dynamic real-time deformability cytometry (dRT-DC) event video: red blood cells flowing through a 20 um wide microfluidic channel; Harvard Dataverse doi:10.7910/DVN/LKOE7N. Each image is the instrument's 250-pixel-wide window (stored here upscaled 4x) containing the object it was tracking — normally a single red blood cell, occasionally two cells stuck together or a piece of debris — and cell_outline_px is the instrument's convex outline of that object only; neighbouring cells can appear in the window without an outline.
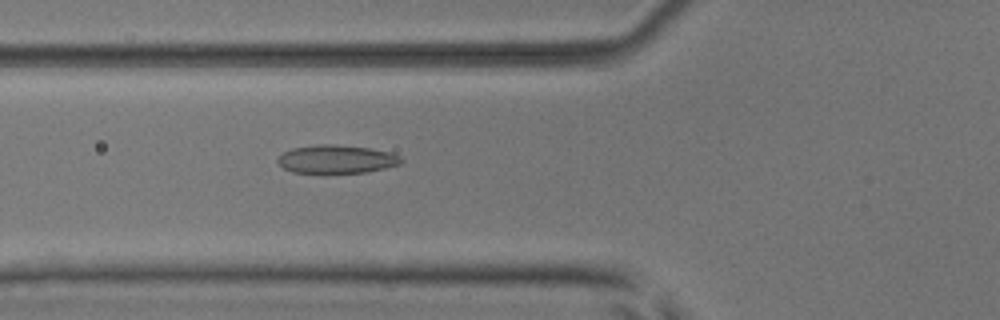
{"species": "common noctule bat (a hibernating species)", "species_latin": "Nyctalus noctula", "temperature_condition": "room temperature", "stored_images_in_passage": 39, "camera_frame_rate_fps": 3000, "um_per_image_px": 0.085, "animal": {"sex": "male", "body_mass_g": 17.9, "forearm_length_mm": 54.2}, "frame": {"image": 1, "passage_image": 7, "time_ms": 2.0, "image_size_px": [1000, 320], "cell_outline_px": [[404, 160], [400, 164], [368, 172], [292, 172], [284, 168], [276, 160], [284, 152], [292, 148], [316, 144], [332, 144], [368, 148], [388, 152], [400, 156]], "centroid_in_image_um": [28.6, 13.52], "position_along_channel_um": 97.2, "area_um2": 20.06}}
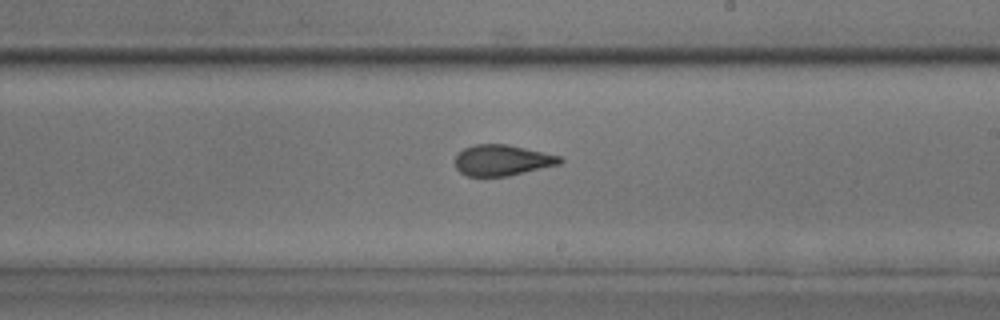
{"frame": {"image": 2, "passage_image": 18, "time_ms": 5.667, "image_size_px": [1000, 320], "cell_outline_px": [[564, 160], [560, 164], [508, 176], [468, 176], [460, 172], [456, 168], [456, 152], [464, 148], [476, 144], [508, 144], [560, 156]], "centroid_in_image_um": [42.67, 13.61], "position_along_channel_um": 246.3, "area_um2": 18.84}}
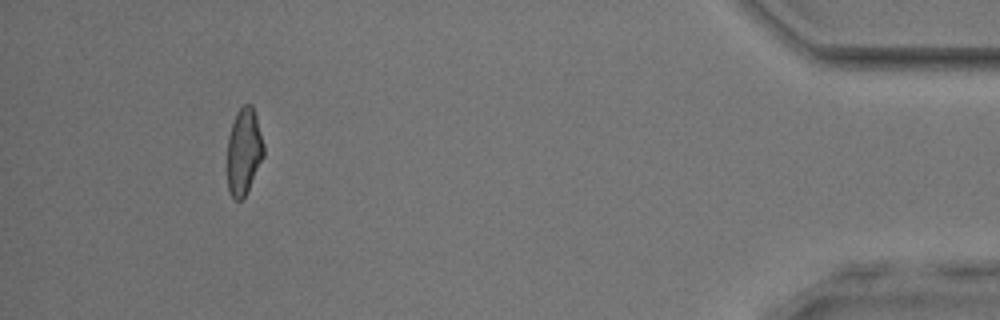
{"frame": {"image": 3, "passage_image": 35, "time_ms": 11.333, "image_size_px": [1000, 320], "cell_outline_px": [[264, 156], [244, 200], [236, 200], [228, 192], [228, 136], [236, 112], [244, 104], [252, 104], [256, 116], [264, 144]], "centroid_in_image_um": [20.74, 12.9], "position_along_channel_um": 414.5, "area_um2": 18.5}, "authors_computed_cell_mechanics": {"area_um2": 19.2474, "velocity_mm_per_s": 4.0766, "shape_relaxation_time_tau1_ms": 5.2567, "shape_relaxation_time_tau2_ms": 1.3781, "deformation_change_tau1": 0.1395, "deformation_change_tau2": 0.0776}}